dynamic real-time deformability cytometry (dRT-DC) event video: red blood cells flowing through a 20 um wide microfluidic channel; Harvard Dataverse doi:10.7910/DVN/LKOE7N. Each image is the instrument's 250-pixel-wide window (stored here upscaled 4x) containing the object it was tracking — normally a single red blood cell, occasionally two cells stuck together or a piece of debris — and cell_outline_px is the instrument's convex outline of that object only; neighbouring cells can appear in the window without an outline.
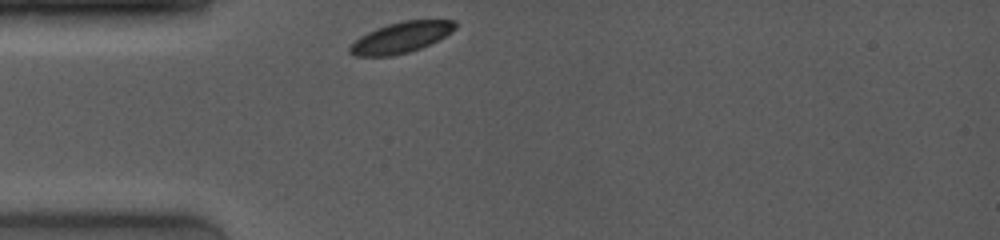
{"species": "common noctule bat (a hibernating species)", "species_latin": "Nyctalus noctula", "temperature_condition": "room temperature", "stored_images_in_passage": 8, "camera_frame_rate_fps": 4000, "um_per_image_px": 0.085, "animal": {"sex": "female", "body_mass_g": 19.0, "forearm_length_mm": 53.3}, "frame": {"image": 1, "passage_image": 1, "time_ms": 0.0, "image_size_px": [1000, 240], "cell_outline_px": [[456, 28], [452, 32], [420, 48], [408, 52], [392, 56], [352, 56], [348, 52], [348, 48], [360, 36], [376, 28], [388, 24], [404, 20], [456, 20]], "centroid_in_image_um": [34.06, 3.18], "position_along_channel_um": 50.9, "area_um2": 18.79}}